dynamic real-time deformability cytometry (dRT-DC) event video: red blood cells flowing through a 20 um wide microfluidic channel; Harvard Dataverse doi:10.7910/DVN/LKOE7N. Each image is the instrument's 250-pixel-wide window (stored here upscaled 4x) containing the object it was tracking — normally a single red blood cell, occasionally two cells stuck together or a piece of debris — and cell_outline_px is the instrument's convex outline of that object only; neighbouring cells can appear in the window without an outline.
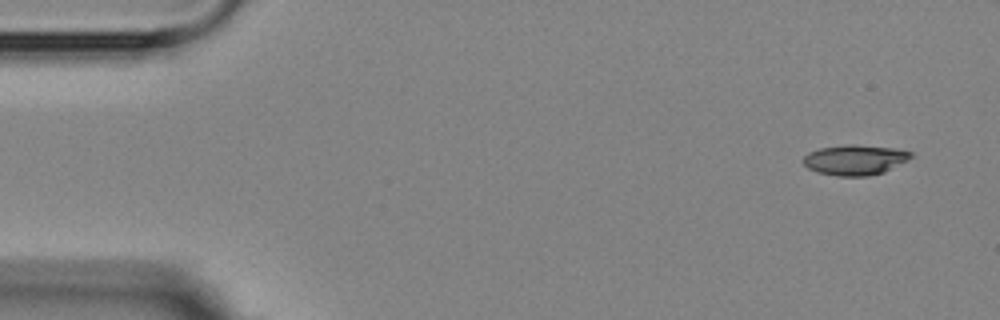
{"species": "Egyptian fruit bat (a non-hibernating species)", "species_latin": "Rousettus aegyptiacus", "temperature_condition": "room temperature", "stored_images_in_passage": 3, "camera_frame_rate_fps": 3000, "um_per_image_px": 0.085, "animal": {"sex": "female"}, "frame": {"image": 1, "passage_image": 1, "time_ms": 0.0, "image_size_px": [1000, 320], "cell_outline_px": [[912, 156], [884, 172], [868, 176], [836, 176], [816, 172], [808, 168], [804, 164], [804, 156], [808, 152], [820, 148], [848, 144], [856, 144], [896, 148], [912, 152]], "centroid_in_image_um": [72.64, 13.58], "position_along_channel_um": 12.4, "area_um2": 18.9}}
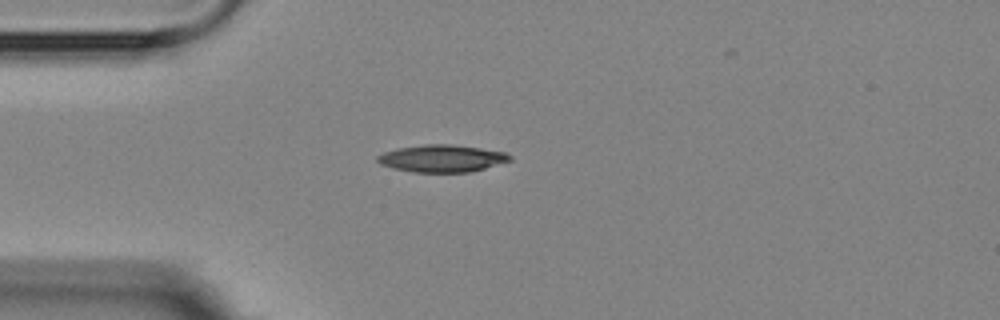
{"frame": {"image": 2, "passage_image": 3, "time_ms": 3.667, "image_size_px": [1000, 320], "cell_outline_px": [[512, 160], [484, 168], [468, 172], [412, 172], [392, 168], [380, 164], [376, 160], [376, 156], [384, 152], [396, 148], [424, 144], [452, 144], [480, 148], [504, 152], [512, 156]], "centroid_in_image_um": [37.52, 13.46], "position_along_channel_um": 47.5, "area_um2": 21.04}}